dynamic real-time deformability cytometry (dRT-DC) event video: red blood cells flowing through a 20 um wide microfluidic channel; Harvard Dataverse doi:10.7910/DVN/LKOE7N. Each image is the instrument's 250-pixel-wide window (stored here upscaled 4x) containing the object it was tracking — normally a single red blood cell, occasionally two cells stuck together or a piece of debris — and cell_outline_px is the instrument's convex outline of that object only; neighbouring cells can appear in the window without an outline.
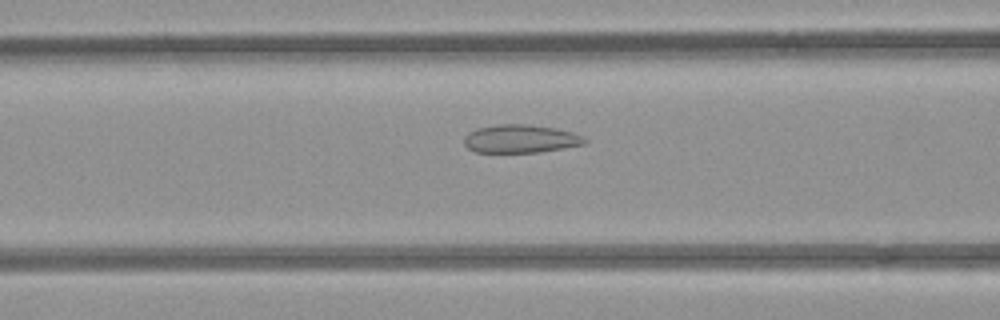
{"species": "common noctule bat (a hibernating species)", "species_latin": "Nyctalus noctula", "temperature_condition": "room temperature", "stored_images_in_passage": 53, "camera_frame_rate_fps": 3000, "um_per_image_px": 0.085, "animal": {"sex": "female", "body_mass_g": 21.9}, "frame": {"image": 1, "passage_image": 21, "time_ms": 6.667, "image_size_px": [1000, 320], "cell_outline_px": [[588, 140], [584, 144], [564, 148], [540, 152], [476, 152], [468, 148], [464, 144], [464, 136], [468, 132], [476, 128], [500, 124], [528, 124], [556, 128], [572, 132], [584, 136]], "centroid_in_image_um": [44.25, 11.79], "position_along_channel_um": 122.3, "area_um2": 19.94}}
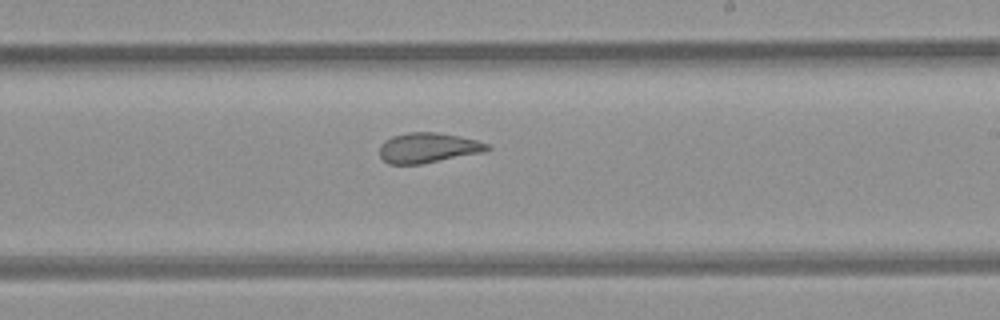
{"frame": {"image": 2, "passage_image": 31, "time_ms": 10.0, "image_size_px": [1000, 320], "cell_outline_px": [[492, 148], [484, 152], [420, 164], [388, 164], [380, 156], [380, 144], [384, 140], [392, 136], [408, 132], [436, 132], [460, 136], [476, 140], [488, 144]], "centroid_in_image_um": [36.37, 12.56], "position_along_channel_um": 252.6, "area_um2": 18.9}}
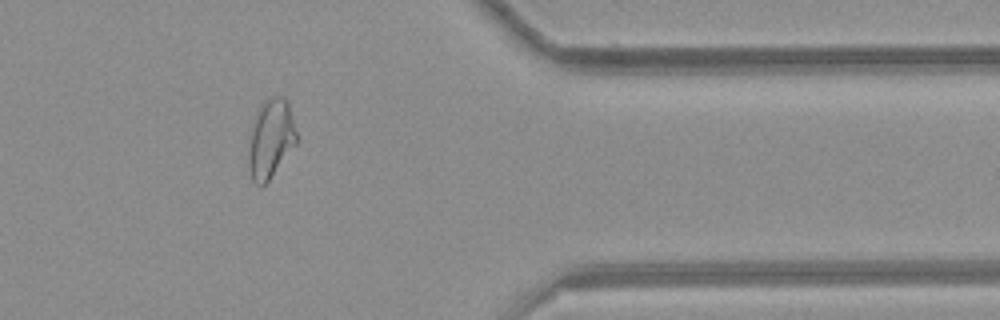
{"frame": {"image": 3, "passage_image": 43, "time_ms": 14.0, "image_size_px": [1000, 320], "cell_outline_px": [[296, 144], [268, 180], [264, 184], [256, 184], [252, 180], [248, 164], [248, 156], [252, 128], [260, 104], [264, 100], [272, 96], [284, 96], [288, 100], [296, 132]], "centroid_in_image_um": [23.02, 11.75], "position_along_channel_um": 388.4, "area_um2": 21.62}, "authors_computed_cell_mechanics": {"area_um2": 22.6576, "velocity_mm_per_s": 3.9046, "shape_relaxation_time_tau1_ms": null, "shape_relaxation_time_tau2_ms": 1.7998, "deformation_change_tau1": null, "deformation_change_tau2": 0.0778}}